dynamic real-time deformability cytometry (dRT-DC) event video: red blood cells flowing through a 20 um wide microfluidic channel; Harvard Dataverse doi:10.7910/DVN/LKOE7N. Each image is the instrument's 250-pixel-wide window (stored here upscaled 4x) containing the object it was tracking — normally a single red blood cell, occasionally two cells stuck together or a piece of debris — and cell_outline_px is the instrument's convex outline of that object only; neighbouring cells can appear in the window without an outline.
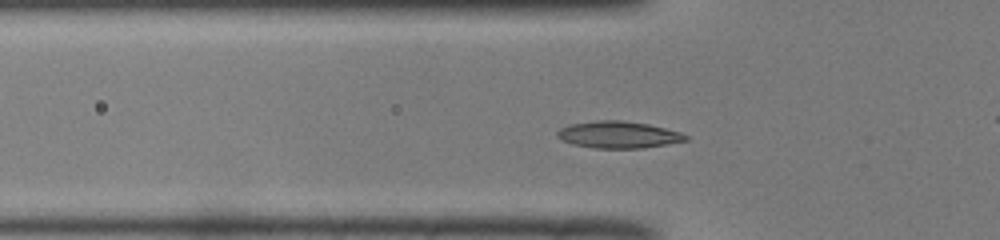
{"species": "common noctule bat (a hibernating species)", "species_latin": "Nyctalus noctula", "temperature_condition": "room temperature", "stored_images_in_passage": 40, "camera_frame_rate_fps": 3000, "um_per_image_px": 0.085, "animal": {"sex": "male", "body_mass_g": 19.0, "forearm_length_mm": 50.8}, "frame": {"image": 1, "passage_image": 5, "time_ms": 1.333, "image_size_px": [1000, 240], "cell_outline_px": [[688, 140], [668, 144], [644, 148], [596, 148], [572, 144], [560, 140], [556, 136], [556, 132], [560, 128], [568, 124], [600, 120], [624, 120], [648, 124], [680, 132], [688, 136]], "centroid_in_image_um": [52.53, 11.45], "position_along_channel_um": 73.3, "area_um2": 20.23}}
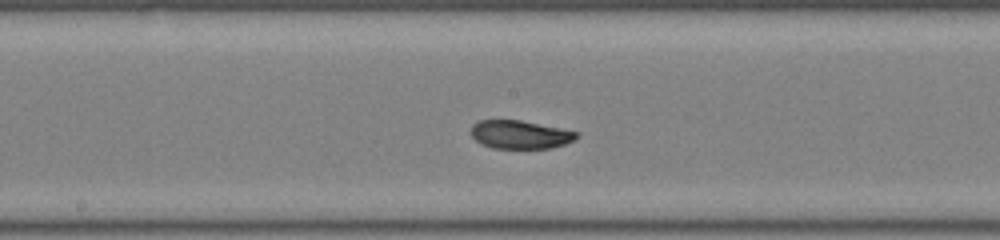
{"frame": {"image": 2, "passage_image": 15, "time_ms": 4.667, "image_size_px": [1000, 240], "cell_outline_px": [[580, 136], [576, 140], [552, 148], [492, 148], [480, 144], [472, 136], [472, 124], [480, 120], [520, 120], [580, 132]], "centroid_in_image_um": [44.24, 11.44], "position_along_channel_um": 204.0, "area_um2": 17.51}}
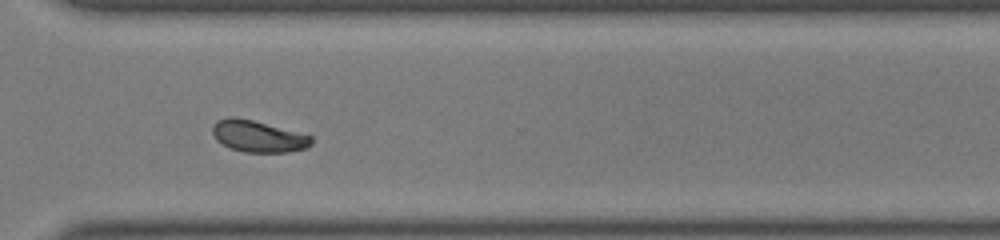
{"frame": {"image": 3, "passage_image": 26, "time_ms": 8.333, "image_size_px": [1000, 240], "cell_outline_px": [[312, 144], [308, 148], [288, 152], [244, 152], [232, 148], [216, 140], [212, 132], [212, 124], [216, 120], [228, 116], [236, 116], [252, 120], [312, 136]], "centroid_in_image_um": [21.91, 11.58], "position_along_channel_um": 348.7, "area_um2": 18.21}, "authors_computed_cell_mechanics": {"area_um2": 18.5538, "velocity_mm_per_s": 3.9269, "shape_relaxation_time_tau1_ms": 9.1187, "shape_relaxation_time_tau2_ms": 2.0462, "deformation_change_tau1": 0.204, "deformation_change_tau2": 0.0545}}